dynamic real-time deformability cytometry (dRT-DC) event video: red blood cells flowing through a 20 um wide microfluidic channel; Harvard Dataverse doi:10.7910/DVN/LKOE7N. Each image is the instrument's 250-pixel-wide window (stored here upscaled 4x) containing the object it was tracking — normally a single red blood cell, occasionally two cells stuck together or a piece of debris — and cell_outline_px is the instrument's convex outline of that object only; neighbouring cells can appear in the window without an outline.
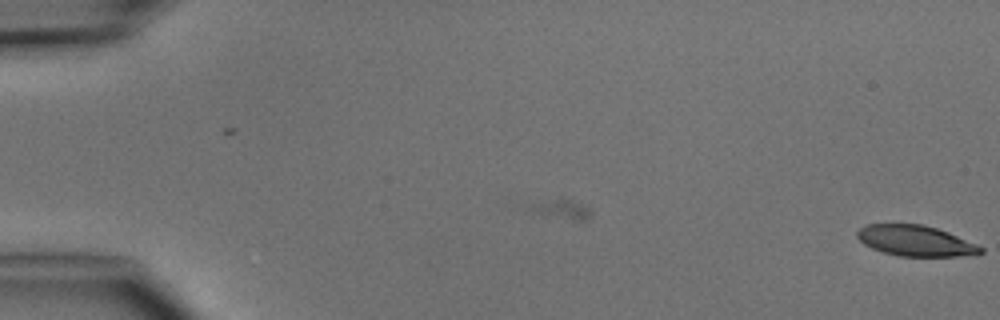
{"species": "common noctule bat (a hibernating species)", "species_latin": "Nyctalus noctula", "temperature_condition": "cold", "stored_images_in_passage": 4, "camera_frame_rate_fps": 3000, "um_per_image_px": 0.085, "animal": {"sex": "male", "body_mass_g": 15.6}, "frame": {"image": 1, "passage_image": 4, "time_ms": 4.333, "image_size_px": [1000, 320], "cell_outline_px": [[984, 252], [976, 256], [900, 256], [884, 252], [872, 248], [864, 244], [856, 236], [856, 232], [860, 228], [868, 224], [924, 224], [948, 232], [976, 244], [984, 248]], "centroid_in_image_um": [77.86, 20.47], "position_along_channel_um": 7.1, "area_um2": 22.14}}